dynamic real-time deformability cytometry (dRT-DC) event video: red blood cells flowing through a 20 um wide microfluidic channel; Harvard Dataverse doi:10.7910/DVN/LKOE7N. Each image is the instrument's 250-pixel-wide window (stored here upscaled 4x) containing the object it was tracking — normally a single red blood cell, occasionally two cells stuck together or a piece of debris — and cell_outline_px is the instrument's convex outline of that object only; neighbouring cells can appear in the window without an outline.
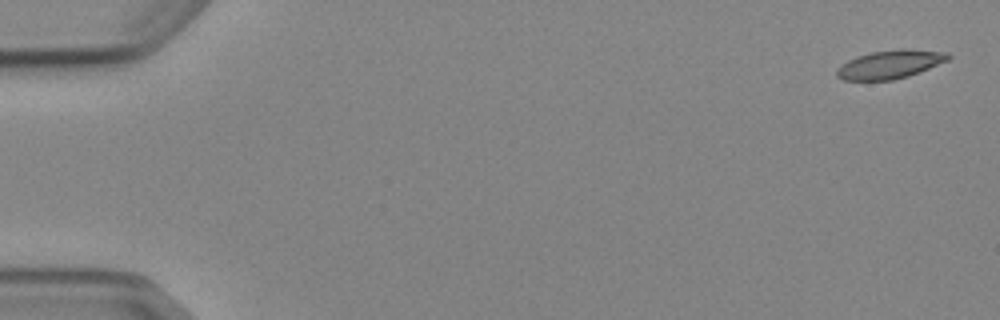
{"species": "Egyptian fruit bat (a non-hibernating species)", "species_latin": "Rousettus aegyptiacus", "temperature_condition": "cold", "stored_images_in_passage": 6, "camera_frame_rate_fps": 3000, "um_per_image_px": 0.085, "animal": {"sex": "female"}, "frame": {"image": 1, "passage_image": 1, "time_ms": 0.0, "image_size_px": [1000, 320], "cell_outline_px": [[952, 56], [948, 60], [920, 72], [908, 76], [892, 80], [844, 80], [836, 76], [836, 68], [840, 64], [856, 56], [872, 52], [900, 48], [904, 48], [948, 52]], "centroid_in_image_um": [75.65, 5.46], "position_along_channel_um": 9.4, "area_um2": 18.67}}
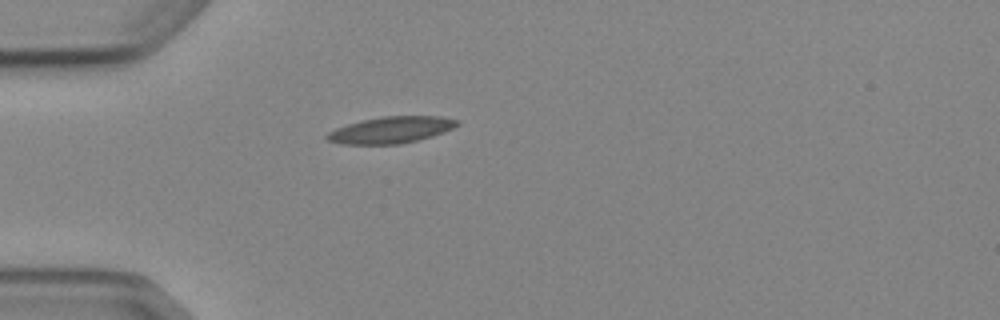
{"frame": {"image": 2, "passage_image": 5, "time_ms": 4.667, "image_size_px": [1000, 320], "cell_outline_px": [[460, 124], [444, 132], [432, 136], [400, 144], [340, 144], [328, 140], [324, 136], [328, 132], [336, 128], [348, 124], [380, 116], [440, 116], [456, 120]], "centroid_in_image_um": [33.21, 11.04], "position_along_channel_um": 51.8, "area_um2": 20.0}}